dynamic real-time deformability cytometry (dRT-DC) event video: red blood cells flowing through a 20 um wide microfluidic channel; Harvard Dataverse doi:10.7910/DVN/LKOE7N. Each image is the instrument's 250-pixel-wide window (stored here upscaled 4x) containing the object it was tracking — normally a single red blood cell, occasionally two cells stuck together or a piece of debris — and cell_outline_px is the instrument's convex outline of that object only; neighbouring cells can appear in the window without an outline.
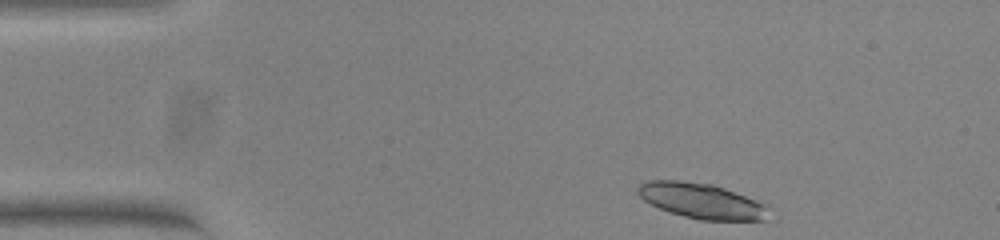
{"species": "common noctule bat (a hibernating species)", "species_latin": "Nyctalus noctula", "temperature_condition": "warm", "stored_images_in_passage": 10, "camera_frame_rate_fps": 3000, "um_per_image_px": 0.085, "animal": {"sex": "female", "body_mass_g": 23.0, "forearm_length_mm": 53.4}, "frame": {"image": 1, "passage_image": 1, "time_ms": 0.0, "image_size_px": [1000, 240], "cell_outline_px": [[776, 220], [700, 220], [684, 216], [660, 208], [644, 200], [636, 192], [636, 188], [640, 184], [648, 180], [680, 180], [712, 184], [724, 188], [768, 204], [776, 208]], "centroid_in_image_um": [59.83, 17.1], "position_along_channel_um": 25.2, "area_um2": 27.74}}